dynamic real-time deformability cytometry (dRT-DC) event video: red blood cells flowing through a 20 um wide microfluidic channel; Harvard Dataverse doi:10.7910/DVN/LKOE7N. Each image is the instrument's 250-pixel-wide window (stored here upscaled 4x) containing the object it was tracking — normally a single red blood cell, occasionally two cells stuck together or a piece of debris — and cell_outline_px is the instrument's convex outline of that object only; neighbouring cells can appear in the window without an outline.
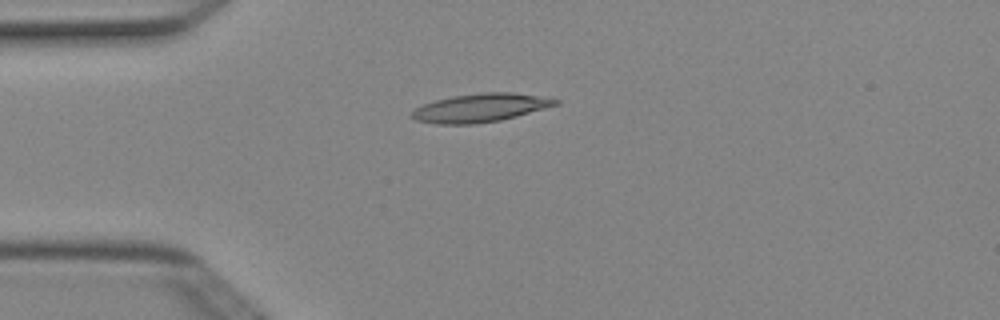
{"species": "Egyptian fruit bat (a non-hibernating species)", "species_latin": "Rousettus aegyptiacus", "temperature_condition": "cold", "stored_images_in_passage": 5, "camera_frame_rate_fps": 3000, "um_per_image_px": 0.085, "animal": {"sex": "female"}, "frame": {"image": 1, "passage_image": 4, "time_ms": 1.0, "image_size_px": [1000, 320], "cell_outline_px": [[560, 104], [516, 116], [500, 120], [476, 124], [436, 124], [416, 120], [408, 116], [416, 108], [424, 104], [436, 100], [452, 96], [484, 92], [512, 92], [560, 100]], "centroid_in_image_um": [40.8, 9.17], "position_along_channel_um": 44.2, "area_um2": 23.64}}